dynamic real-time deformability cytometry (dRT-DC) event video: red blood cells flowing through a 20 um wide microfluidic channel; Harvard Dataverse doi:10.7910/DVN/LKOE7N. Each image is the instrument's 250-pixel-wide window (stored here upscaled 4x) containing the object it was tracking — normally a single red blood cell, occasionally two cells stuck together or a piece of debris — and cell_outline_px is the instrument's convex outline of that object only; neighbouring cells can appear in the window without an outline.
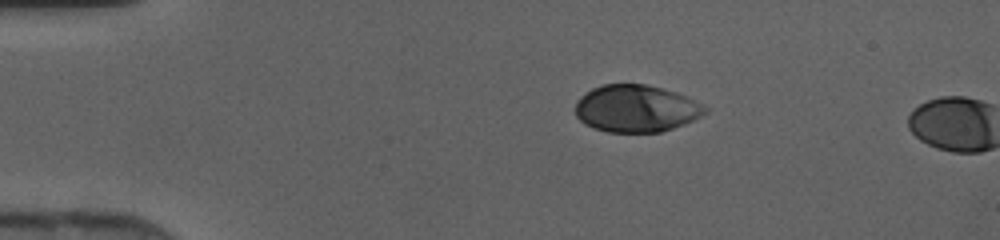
{"species": "human", "species_latin": "Homo sapiens", "temperature_condition": "cold", "stored_images_in_passage": 3, "camera_frame_rate_fps": 3000, "um_per_image_px": 0.085, "donor": {"sex": "female"}, "frame": {"image": 1, "passage_image": 1, "time_ms": 0.0, "image_size_px": [1000, 240], "cell_outline_px": [[708, 112], [684, 124], [660, 132], [608, 132], [592, 128], [584, 124], [576, 116], [576, 100], [580, 96], [592, 88], [604, 84], [644, 84], [676, 92], [704, 104], [708, 108]], "centroid_in_image_um": [54.05, 9.23], "position_along_channel_um": 30.9, "area_um2": 35.72}}